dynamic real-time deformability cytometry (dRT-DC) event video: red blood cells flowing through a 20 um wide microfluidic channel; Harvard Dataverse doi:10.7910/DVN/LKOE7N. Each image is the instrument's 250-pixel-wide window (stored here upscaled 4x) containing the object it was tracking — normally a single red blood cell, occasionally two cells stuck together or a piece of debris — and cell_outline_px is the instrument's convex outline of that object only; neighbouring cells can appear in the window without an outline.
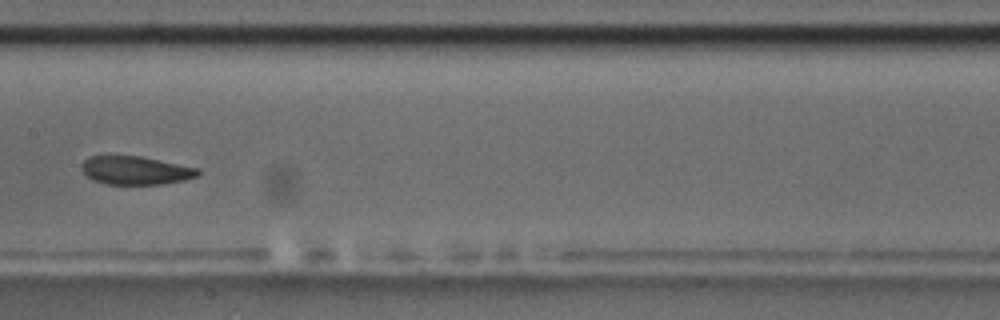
{"species": "common noctule bat (a hibernating species)", "species_latin": "Nyctalus noctula", "temperature_condition": "room temperature", "stored_images_in_passage": 9, "camera_frame_rate_fps": 3000, "um_per_image_px": 0.085, "animal": {"sex": "male", "body_mass_g": 17.5, "forearm_length_mm": 52.3}, "frame": {"image": 1, "passage_image": 6, "time_ms": 6.0, "image_size_px": [1000, 320], "cell_outline_px": [[200, 172], [196, 176], [184, 180], [160, 184], [108, 184], [92, 180], [80, 168], [80, 164], [88, 156], [112, 152], [140, 156], [200, 168]], "centroid_in_image_um": [11.44, 14.43], "position_along_channel_um": 196.0, "area_um2": 19.94}}